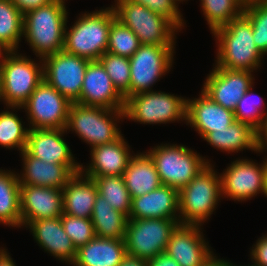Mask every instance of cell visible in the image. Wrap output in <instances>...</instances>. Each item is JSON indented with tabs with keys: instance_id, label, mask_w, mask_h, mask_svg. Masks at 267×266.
Here are the masks:
<instances>
[{
	"instance_id": "1",
	"label": "cell",
	"mask_w": 267,
	"mask_h": 266,
	"mask_svg": "<svg viewBox=\"0 0 267 266\" xmlns=\"http://www.w3.org/2000/svg\"><path fill=\"white\" fill-rule=\"evenodd\" d=\"M212 35L217 45L215 66L253 73L261 67L264 55L254 43L252 24L244 14L216 29Z\"/></svg>"
},
{
	"instance_id": "2",
	"label": "cell",
	"mask_w": 267,
	"mask_h": 266,
	"mask_svg": "<svg viewBox=\"0 0 267 266\" xmlns=\"http://www.w3.org/2000/svg\"><path fill=\"white\" fill-rule=\"evenodd\" d=\"M66 0H54L48 5L24 14L23 37L36 57L63 51L68 22Z\"/></svg>"
},
{
	"instance_id": "3",
	"label": "cell",
	"mask_w": 267,
	"mask_h": 266,
	"mask_svg": "<svg viewBox=\"0 0 267 266\" xmlns=\"http://www.w3.org/2000/svg\"><path fill=\"white\" fill-rule=\"evenodd\" d=\"M115 19L110 6L79 14L72 27L66 24L63 51L98 61L107 52L109 29Z\"/></svg>"
},
{
	"instance_id": "4",
	"label": "cell",
	"mask_w": 267,
	"mask_h": 266,
	"mask_svg": "<svg viewBox=\"0 0 267 266\" xmlns=\"http://www.w3.org/2000/svg\"><path fill=\"white\" fill-rule=\"evenodd\" d=\"M18 51L0 57V96L6 107H22L43 81V60L37 62Z\"/></svg>"
},
{
	"instance_id": "5",
	"label": "cell",
	"mask_w": 267,
	"mask_h": 266,
	"mask_svg": "<svg viewBox=\"0 0 267 266\" xmlns=\"http://www.w3.org/2000/svg\"><path fill=\"white\" fill-rule=\"evenodd\" d=\"M214 168L208 164L178 191L180 224L203 225L223 199L221 177Z\"/></svg>"
},
{
	"instance_id": "6",
	"label": "cell",
	"mask_w": 267,
	"mask_h": 266,
	"mask_svg": "<svg viewBox=\"0 0 267 266\" xmlns=\"http://www.w3.org/2000/svg\"><path fill=\"white\" fill-rule=\"evenodd\" d=\"M123 119L124 109H105L71 103L66 131L77 134L91 149L118 139L122 133L117 123Z\"/></svg>"
},
{
	"instance_id": "7",
	"label": "cell",
	"mask_w": 267,
	"mask_h": 266,
	"mask_svg": "<svg viewBox=\"0 0 267 266\" xmlns=\"http://www.w3.org/2000/svg\"><path fill=\"white\" fill-rule=\"evenodd\" d=\"M146 152L155 163L161 184L178 191L211 164L210 159L183 144L161 143Z\"/></svg>"
},
{
	"instance_id": "8",
	"label": "cell",
	"mask_w": 267,
	"mask_h": 266,
	"mask_svg": "<svg viewBox=\"0 0 267 266\" xmlns=\"http://www.w3.org/2000/svg\"><path fill=\"white\" fill-rule=\"evenodd\" d=\"M187 98L153 90L136 93L125 99L124 119L140 124L186 122Z\"/></svg>"
},
{
	"instance_id": "9",
	"label": "cell",
	"mask_w": 267,
	"mask_h": 266,
	"mask_svg": "<svg viewBox=\"0 0 267 266\" xmlns=\"http://www.w3.org/2000/svg\"><path fill=\"white\" fill-rule=\"evenodd\" d=\"M113 9L116 19L137 35L141 45L176 46L180 31L165 17L126 0H118Z\"/></svg>"
},
{
	"instance_id": "10",
	"label": "cell",
	"mask_w": 267,
	"mask_h": 266,
	"mask_svg": "<svg viewBox=\"0 0 267 266\" xmlns=\"http://www.w3.org/2000/svg\"><path fill=\"white\" fill-rule=\"evenodd\" d=\"M178 224L179 220L172 219H128L125 236L128 256L148 261L164 253Z\"/></svg>"
},
{
	"instance_id": "11",
	"label": "cell",
	"mask_w": 267,
	"mask_h": 266,
	"mask_svg": "<svg viewBox=\"0 0 267 266\" xmlns=\"http://www.w3.org/2000/svg\"><path fill=\"white\" fill-rule=\"evenodd\" d=\"M174 54L175 46L141 45L129 58L130 96L153 91L154 84L173 69Z\"/></svg>"
},
{
	"instance_id": "12",
	"label": "cell",
	"mask_w": 267,
	"mask_h": 266,
	"mask_svg": "<svg viewBox=\"0 0 267 266\" xmlns=\"http://www.w3.org/2000/svg\"><path fill=\"white\" fill-rule=\"evenodd\" d=\"M71 103L44 79L22 106L29 129H66Z\"/></svg>"
},
{
	"instance_id": "13",
	"label": "cell",
	"mask_w": 267,
	"mask_h": 266,
	"mask_svg": "<svg viewBox=\"0 0 267 266\" xmlns=\"http://www.w3.org/2000/svg\"><path fill=\"white\" fill-rule=\"evenodd\" d=\"M263 159L259 164L248 158L231 161L226 169L219 173L222 198L242 203L260 193L264 195L267 158Z\"/></svg>"
},
{
	"instance_id": "14",
	"label": "cell",
	"mask_w": 267,
	"mask_h": 266,
	"mask_svg": "<svg viewBox=\"0 0 267 266\" xmlns=\"http://www.w3.org/2000/svg\"><path fill=\"white\" fill-rule=\"evenodd\" d=\"M42 60L43 79L70 102L76 103L90 60L65 51L51 54Z\"/></svg>"
},
{
	"instance_id": "15",
	"label": "cell",
	"mask_w": 267,
	"mask_h": 266,
	"mask_svg": "<svg viewBox=\"0 0 267 266\" xmlns=\"http://www.w3.org/2000/svg\"><path fill=\"white\" fill-rule=\"evenodd\" d=\"M213 66L201 90L215 103L234 111L242 96L254 85V73L246 70H229L214 64Z\"/></svg>"
},
{
	"instance_id": "16",
	"label": "cell",
	"mask_w": 267,
	"mask_h": 266,
	"mask_svg": "<svg viewBox=\"0 0 267 266\" xmlns=\"http://www.w3.org/2000/svg\"><path fill=\"white\" fill-rule=\"evenodd\" d=\"M202 229L199 224H178L170 235L165 253L180 266H202L215 253Z\"/></svg>"
},
{
	"instance_id": "17",
	"label": "cell",
	"mask_w": 267,
	"mask_h": 266,
	"mask_svg": "<svg viewBox=\"0 0 267 266\" xmlns=\"http://www.w3.org/2000/svg\"><path fill=\"white\" fill-rule=\"evenodd\" d=\"M105 109H124L125 99L99 61H90L86 67L82 90L76 102Z\"/></svg>"
},
{
	"instance_id": "18",
	"label": "cell",
	"mask_w": 267,
	"mask_h": 266,
	"mask_svg": "<svg viewBox=\"0 0 267 266\" xmlns=\"http://www.w3.org/2000/svg\"><path fill=\"white\" fill-rule=\"evenodd\" d=\"M20 211L23 228L32 221L60 217L63 214L62 189L20 185Z\"/></svg>"
},
{
	"instance_id": "19",
	"label": "cell",
	"mask_w": 267,
	"mask_h": 266,
	"mask_svg": "<svg viewBox=\"0 0 267 266\" xmlns=\"http://www.w3.org/2000/svg\"><path fill=\"white\" fill-rule=\"evenodd\" d=\"M23 170L19 173L20 185H34L63 189L67 182L80 172L81 165H63L44 162L31 156L26 150L20 153Z\"/></svg>"
},
{
	"instance_id": "20",
	"label": "cell",
	"mask_w": 267,
	"mask_h": 266,
	"mask_svg": "<svg viewBox=\"0 0 267 266\" xmlns=\"http://www.w3.org/2000/svg\"><path fill=\"white\" fill-rule=\"evenodd\" d=\"M130 149L123 134L111 143L95 146L90 150V162L87 166L81 164L80 172L84 176L123 175L131 157L135 154Z\"/></svg>"
},
{
	"instance_id": "21",
	"label": "cell",
	"mask_w": 267,
	"mask_h": 266,
	"mask_svg": "<svg viewBox=\"0 0 267 266\" xmlns=\"http://www.w3.org/2000/svg\"><path fill=\"white\" fill-rule=\"evenodd\" d=\"M198 98L187 97L186 125L203 139L209 132L229 127L235 121L232 110L215 103L203 91Z\"/></svg>"
},
{
	"instance_id": "22",
	"label": "cell",
	"mask_w": 267,
	"mask_h": 266,
	"mask_svg": "<svg viewBox=\"0 0 267 266\" xmlns=\"http://www.w3.org/2000/svg\"><path fill=\"white\" fill-rule=\"evenodd\" d=\"M65 133L66 129H29L25 150L44 162L81 165L63 138Z\"/></svg>"
},
{
	"instance_id": "23",
	"label": "cell",
	"mask_w": 267,
	"mask_h": 266,
	"mask_svg": "<svg viewBox=\"0 0 267 266\" xmlns=\"http://www.w3.org/2000/svg\"><path fill=\"white\" fill-rule=\"evenodd\" d=\"M26 228L44 252L61 262L70 265L74 262L76 249L64 230L61 217L32 221Z\"/></svg>"
},
{
	"instance_id": "24",
	"label": "cell",
	"mask_w": 267,
	"mask_h": 266,
	"mask_svg": "<svg viewBox=\"0 0 267 266\" xmlns=\"http://www.w3.org/2000/svg\"><path fill=\"white\" fill-rule=\"evenodd\" d=\"M152 218L179 220L177 189L161 184L147 194L132 198L128 219Z\"/></svg>"
},
{
	"instance_id": "25",
	"label": "cell",
	"mask_w": 267,
	"mask_h": 266,
	"mask_svg": "<svg viewBox=\"0 0 267 266\" xmlns=\"http://www.w3.org/2000/svg\"><path fill=\"white\" fill-rule=\"evenodd\" d=\"M125 239L95 236L76 250L72 266H119L127 257Z\"/></svg>"
},
{
	"instance_id": "26",
	"label": "cell",
	"mask_w": 267,
	"mask_h": 266,
	"mask_svg": "<svg viewBox=\"0 0 267 266\" xmlns=\"http://www.w3.org/2000/svg\"><path fill=\"white\" fill-rule=\"evenodd\" d=\"M63 213L91 219L98 188L92 178L76 173L62 189Z\"/></svg>"
},
{
	"instance_id": "27",
	"label": "cell",
	"mask_w": 267,
	"mask_h": 266,
	"mask_svg": "<svg viewBox=\"0 0 267 266\" xmlns=\"http://www.w3.org/2000/svg\"><path fill=\"white\" fill-rule=\"evenodd\" d=\"M213 148L226 153L251 150L257 153V129L252 125L234 121L229 127L209 132L204 138Z\"/></svg>"
},
{
	"instance_id": "28",
	"label": "cell",
	"mask_w": 267,
	"mask_h": 266,
	"mask_svg": "<svg viewBox=\"0 0 267 266\" xmlns=\"http://www.w3.org/2000/svg\"><path fill=\"white\" fill-rule=\"evenodd\" d=\"M122 176L131 198L147 194L161 185L155 163L147 152L134 154Z\"/></svg>"
},
{
	"instance_id": "29",
	"label": "cell",
	"mask_w": 267,
	"mask_h": 266,
	"mask_svg": "<svg viewBox=\"0 0 267 266\" xmlns=\"http://www.w3.org/2000/svg\"><path fill=\"white\" fill-rule=\"evenodd\" d=\"M13 171L0 168V224L21 228L20 183Z\"/></svg>"
},
{
	"instance_id": "30",
	"label": "cell",
	"mask_w": 267,
	"mask_h": 266,
	"mask_svg": "<svg viewBox=\"0 0 267 266\" xmlns=\"http://www.w3.org/2000/svg\"><path fill=\"white\" fill-rule=\"evenodd\" d=\"M91 221L97 237L125 239L128 217L114 210L99 194L96 196Z\"/></svg>"
},
{
	"instance_id": "31",
	"label": "cell",
	"mask_w": 267,
	"mask_h": 266,
	"mask_svg": "<svg viewBox=\"0 0 267 266\" xmlns=\"http://www.w3.org/2000/svg\"><path fill=\"white\" fill-rule=\"evenodd\" d=\"M23 19L22 12L10 0H0V45L6 51L19 49Z\"/></svg>"
},
{
	"instance_id": "32",
	"label": "cell",
	"mask_w": 267,
	"mask_h": 266,
	"mask_svg": "<svg viewBox=\"0 0 267 266\" xmlns=\"http://www.w3.org/2000/svg\"><path fill=\"white\" fill-rule=\"evenodd\" d=\"M19 109L23 110L22 107L7 106L0 112V145L21 153L26 148L29 127H24L22 118L18 117Z\"/></svg>"
},
{
	"instance_id": "33",
	"label": "cell",
	"mask_w": 267,
	"mask_h": 266,
	"mask_svg": "<svg viewBox=\"0 0 267 266\" xmlns=\"http://www.w3.org/2000/svg\"><path fill=\"white\" fill-rule=\"evenodd\" d=\"M92 178L98 188V194L106 199L110 206L129 218L132 198L124 183L122 175L86 176Z\"/></svg>"
},
{
	"instance_id": "34",
	"label": "cell",
	"mask_w": 267,
	"mask_h": 266,
	"mask_svg": "<svg viewBox=\"0 0 267 266\" xmlns=\"http://www.w3.org/2000/svg\"><path fill=\"white\" fill-rule=\"evenodd\" d=\"M203 15L211 33L230 23L244 12L241 0H200Z\"/></svg>"
},
{
	"instance_id": "35",
	"label": "cell",
	"mask_w": 267,
	"mask_h": 266,
	"mask_svg": "<svg viewBox=\"0 0 267 266\" xmlns=\"http://www.w3.org/2000/svg\"><path fill=\"white\" fill-rule=\"evenodd\" d=\"M117 91L126 99L130 96V59L105 52L98 60Z\"/></svg>"
},
{
	"instance_id": "36",
	"label": "cell",
	"mask_w": 267,
	"mask_h": 266,
	"mask_svg": "<svg viewBox=\"0 0 267 266\" xmlns=\"http://www.w3.org/2000/svg\"><path fill=\"white\" fill-rule=\"evenodd\" d=\"M253 88L254 85L247 90L237 103L233 112L236 121L250 124L258 130L261 127L267 113V106H265L266 104L263 97L254 94Z\"/></svg>"
},
{
	"instance_id": "37",
	"label": "cell",
	"mask_w": 267,
	"mask_h": 266,
	"mask_svg": "<svg viewBox=\"0 0 267 266\" xmlns=\"http://www.w3.org/2000/svg\"><path fill=\"white\" fill-rule=\"evenodd\" d=\"M141 46L137 35L128 27L115 19L108 34L107 52L130 58Z\"/></svg>"
},
{
	"instance_id": "38",
	"label": "cell",
	"mask_w": 267,
	"mask_h": 266,
	"mask_svg": "<svg viewBox=\"0 0 267 266\" xmlns=\"http://www.w3.org/2000/svg\"><path fill=\"white\" fill-rule=\"evenodd\" d=\"M243 14L250 20L258 50L267 55V0L246 3Z\"/></svg>"
},
{
	"instance_id": "39",
	"label": "cell",
	"mask_w": 267,
	"mask_h": 266,
	"mask_svg": "<svg viewBox=\"0 0 267 266\" xmlns=\"http://www.w3.org/2000/svg\"><path fill=\"white\" fill-rule=\"evenodd\" d=\"M60 217L64 230L76 250L86 245L96 236L91 219L75 217L64 213Z\"/></svg>"
},
{
	"instance_id": "40",
	"label": "cell",
	"mask_w": 267,
	"mask_h": 266,
	"mask_svg": "<svg viewBox=\"0 0 267 266\" xmlns=\"http://www.w3.org/2000/svg\"><path fill=\"white\" fill-rule=\"evenodd\" d=\"M143 5L152 12L168 19L180 32L184 29L186 21L179 9L181 0H126Z\"/></svg>"
},
{
	"instance_id": "41",
	"label": "cell",
	"mask_w": 267,
	"mask_h": 266,
	"mask_svg": "<svg viewBox=\"0 0 267 266\" xmlns=\"http://www.w3.org/2000/svg\"><path fill=\"white\" fill-rule=\"evenodd\" d=\"M250 258L252 265L267 266V233L259 237L256 243L252 245Z\"/></svg>"
},
{
	"instance_id": "42",
	"label": "cell",
	"mask_w": 267,
	"mask_h": 266,
	"mask_svg": "<svg viewBox=\"0 0 267 266\" xmlns=\"http://www.w3.org/2000/svg\"><path fill=\"white\" fill-rule=\"evenodd\" d=\"M21 12L26 14L42 6L48 5L54 0H10Z\"/></svg>"
},
{
	"instance_id": "43",
	"label": "cell",
	"mask_w": 267,
	"mask_h": 266,
	"mask_svg": "<svg viewBox=\"0 0 267 266\" xmlns=\"http://www.w3.org/2000/svg\"><path fill=\"white\" fill-rule=\"evenodd\" d=\"M258 149L257 153L267 152V113L261 127L257 130ZM267 158V156H266Z\"/></svg>"
},
{
	"instance_id": "44",
	"label": "cell",
	"mask_w": 267,
	"mask_h": 266,
	"mask_svg": "<svg viewBox=\"0 0 267 266\" xmlns=\"http://www.w3.org/2000/svg\"><path fill=\"white\" fill-rule=\"evenodd\" d=\"M148 266H180L173 258L167 253H161L156 255L152 259L148 260Z\"/></svg>"
},
{
	"instance_id": "45",
	"label": "cell",
	"mask_w": 267,
	"mask_h": 266,
	"mask_svg": "<svg viewBox=\"0 0 267 266\" xmlns=\"http://www.w3.org/2000/svg\"><path fill=\"white\" fill-rule=\"evenodd\" d=\"M119 266H148V262L146 260H142L136 257H127L122 261Z\"/></svg>"
},
{
	"instance_id": "46",
	"label": "cell",
	"mask_w": 267,
	"mask_h": 266,
	"mask_svg": "<svg viewBox=\"0 0 267 266\" xmlns=\"http://www.w3.org/2000/svg\"><path fill=\"white\" fill-rule=\"evenodd\" d=\"M9 254L8 250L4 247L0 252V266H17Z\"/></svg>"
},
{
	"instance_id": "47",
	"label": "cell",
	"mask_w": 267,
	"mask_h": 266,
	"mask_svg": "<svg viewBox=\"0 0 267 266\" xmlns=\"http://www.w3.org/2000/svg\"><path fill=\"white\" fill-rule=\"evenodd\" d=\"M202 266H229V261L223 258L221 259L214 254Z\"/></svg>"
},
{
	"instance_id": "48",
	"label": "cell",
	"mask_w": 267,
	"mask_h": 266,
	"mask_svg": "<svg viewBox=\"0 0 267 266\" xmlns=\"http://www.w3.org/2000/svg\"><path fill=\"white\" fill-rule=\"evenodd\" d=\"M264 197L267 198V159H266V173H265V190H264Z\"/></svg>"
},
{
	"instance_id": "49",
	"label": "cell",
	"mask_w": 267,
	"mask_h": 266,
	"mask_svg": "<svg viewBox=\"0 0 267 266\" xmlns=\"http://www.w3.org/2000/svg\"><path fill=\"white\" fill-rule=\"evenodd\" d=\"M6 52V50L0 45V57Z\"/></svg>"
},
{
	"instance_id": "50",
	"label": "cell",
	"mask_w": 267,
	"mask_h": 266,
	"mask_svg": "<svg viewBox=\"0 0 267 266\" xmlns=\"http://www.w3.org/2000/svg\"><path fill=\"white\" fill-rule=\"evenodd\" d=\"M229 266H238V265H236V264H234V263H232L231 261H229ZM239 266H243V265H239ZM246 266V265H245ZM247 266H255V265H247Z\"/></svg>"
},
{
	"instance_id": "51",
	"label": "cell",
	"mask_w": 267,
	"mask_h": 266,
	"mask_svg": "<svg viewBox=\"0 0 267 266\" xmlns=\"http://www.w3.org/2000/svg\"><path fill=\"white\" fill-rule=\"evenodd\" d=\"M241 1L246 4V3H249V2H252V1H257V0H241Z\"/></svg>"
},
{
	"instance_id": "52",
	"label": "cell",
	"mask_w": 267,
	"mask_h": 266,
	"mask_svg": "<svg viewBox=\"0 0 267 266\" xmlns=\"http://www.w3.org/2000/svg\"><path fill=\"white\" fill-rule=\"evenodd\" d=\"M117 1L118 0H114L115 3H113V5H111V8H113L115 6V4H116Z\"/></svg>"
}]
</instances>
